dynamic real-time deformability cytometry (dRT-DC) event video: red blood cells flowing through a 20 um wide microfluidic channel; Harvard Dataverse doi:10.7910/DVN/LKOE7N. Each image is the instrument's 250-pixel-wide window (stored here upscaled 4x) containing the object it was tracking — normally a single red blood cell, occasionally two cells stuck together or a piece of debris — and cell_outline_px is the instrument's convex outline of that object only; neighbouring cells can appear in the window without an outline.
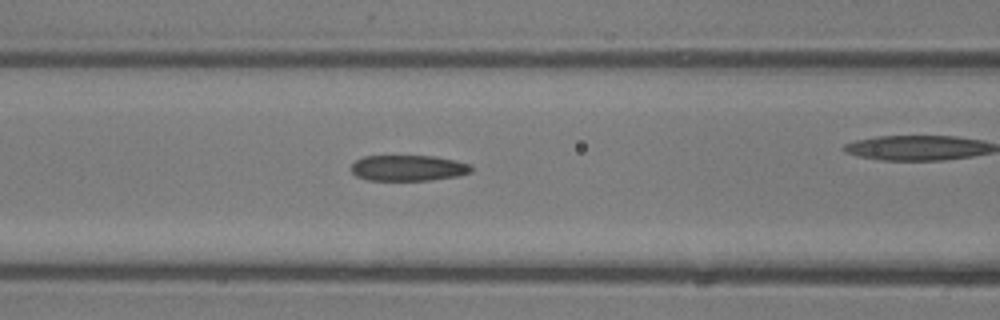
{"species": "common noctule bat (a hibernating species)", "species_latin": "Nyctalus noctula", "temperature_condition": "room temperature", "stored_images_in_passage": 26, "camera_frame_rate_fps": 3000, "um_per_image_px": 0.085, "animal": {"sex": "male", "body_mass_g": 13.3}, "frame": {"image": 1, "passage_image": 4, "time_ms": 1.0, "image_size_px": [1000, 320], "cell_outline_px": [[472, 172], [460, 176], [432, 180], [364, 180], [356, 176], [352, 172], [352, 164], [356, 160], [364, 156], [436, 156], [468, 164], [472, 168]], "centroid_in_image_um": [34.69, 14.29], "position_along_channel_um": 131.9, "area_um2": 18.09}}
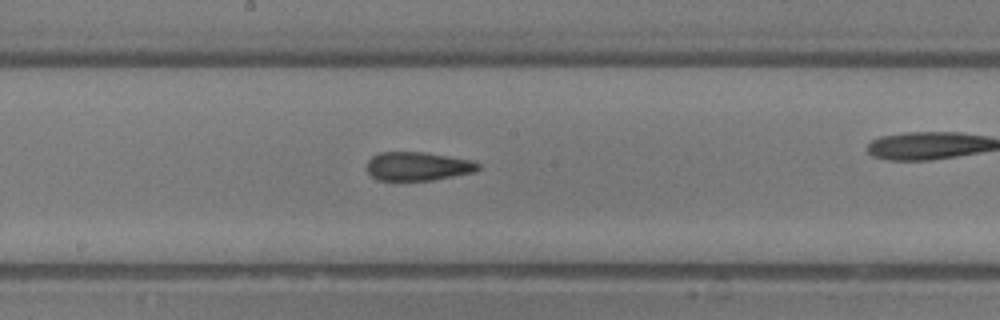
{"frame": {"image": 2, "passage_image": 9, "time_ms": 2.667, "image_size_px": [1000, 320], "cell_outline_px": [[480, 168], [476, 172], [432, 180], [376, 180], [368, 172], [368, 160], [372, 156], [380, 152], [424, 152], [448, 156], [468, 160], [480, 164]], "centroid_in_image_um": [35.51, 14.13], "position_along_channel_um": 212.7, "area_um2": 18.5}}
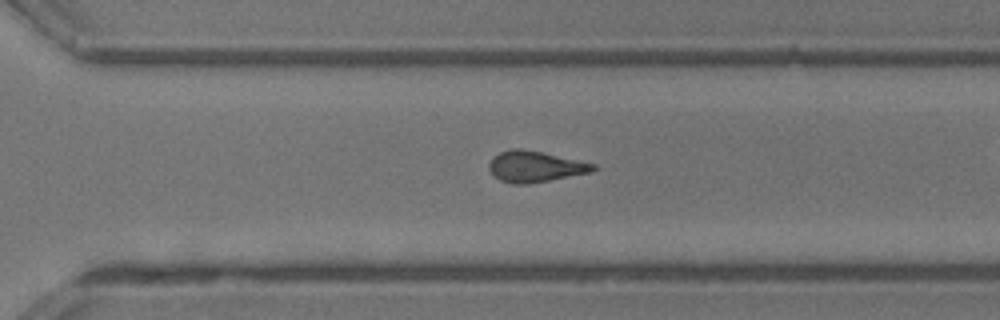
{"frame": {"image": 3, "passage_image": 16, "time_ms": 5.0, "image_size_px": [1000, 320], "cell_outline_px": [[596, 168], [592, 172], [528, 184], [512, 184], [500, 180], [488, 168], [488, 164], [492, 156], [500, 152], [512, 148], [520, 148], [540, 152], [596, 164]], "centroid_in_image_um": [45.45, 14.16], "position_along_channel_um": 325.1, "area_um2": 18.67}, "authors_computed_cell_mechanics": {"area_um2": 18.496, "velocity_mm_per_s": 4.8349, "shape_relaxation_time_tau1_ms": 5.6631, "shape_relaxation_time_tau2_ms": 1.2292, "deformation_change_tau1": 0.1855, "deformation_change_tau2": 0.0968}}